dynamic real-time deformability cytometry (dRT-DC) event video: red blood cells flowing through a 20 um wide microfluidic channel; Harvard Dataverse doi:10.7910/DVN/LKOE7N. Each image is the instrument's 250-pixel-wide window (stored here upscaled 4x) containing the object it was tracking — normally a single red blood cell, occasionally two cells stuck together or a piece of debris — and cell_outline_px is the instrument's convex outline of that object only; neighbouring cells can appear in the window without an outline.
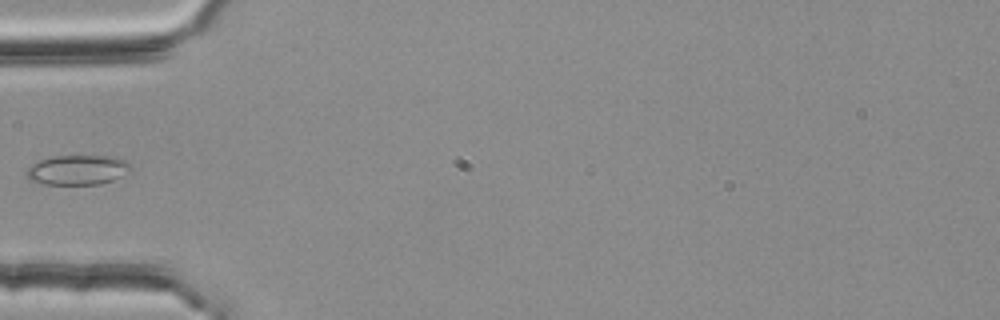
{"species": "common noctule bat (a hibernating species)", "species_latin": "Nyctalus noctula", "temperature_condition": "room temperature", "stored_images_in_passage": 4, "camera_frame_rate_fps": 3000, "um_per_image_px": 0.085, "animal": {"sex": "female", "body_mass_g": 25.1}, "frame": {"image": 1, "passage_image": 1, "time_ms": 0.0, "image_size_px": [1000, 320], "cell_outline_px": [[132, 168], [120, 176], [112, 180], [100, 184], [44, 184], [28, 180], [24, 168], [40, 160], [52, 156], [116, 156], [128, 160], [132, 164]], "centroid_in_image_um": [6.58, 14.43], "position_along_channel_um": 78.4, "area_um2": 18.32}}